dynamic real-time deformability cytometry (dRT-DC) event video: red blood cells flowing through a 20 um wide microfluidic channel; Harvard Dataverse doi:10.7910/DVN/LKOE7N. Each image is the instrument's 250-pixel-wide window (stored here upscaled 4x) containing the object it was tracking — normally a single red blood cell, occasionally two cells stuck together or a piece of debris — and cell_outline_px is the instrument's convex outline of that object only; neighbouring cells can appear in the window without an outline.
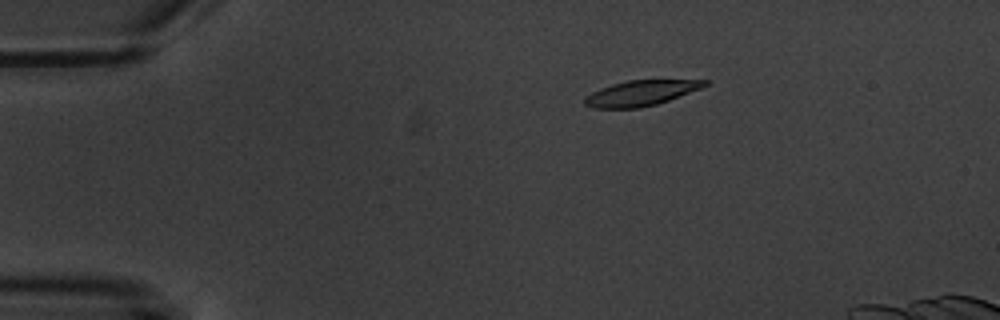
{"species": "common noctule bat (a hibernating species)", "species_latin": "Nyctalus noctula", "temperature_condition": "warm", "stored_images_in_passage": 6, "camera_frame_rate_fps": 3000, "um_per_image_px": 0.085, "animal": {"sex": "male", "body_mass_g": 20.1, "forearm_length_mm": 53.5}, "frame": {"image": 1, "passage_image": 3, "time_ms": 2.333, "image_size_px": [1000, 320], "cell_outline_px": [[708, 84], [700, 88], [668, 100], [656, 104], [640, 108], [596, 108], [584, 104], [584, 100], [592, 92], [600, 88], [612, 84], [628, 80], [708, 80]], "centroid_in_image_um": [54.45, 7.91], "position_along_channel_um": 30.5, "area_um2": 17.4}}